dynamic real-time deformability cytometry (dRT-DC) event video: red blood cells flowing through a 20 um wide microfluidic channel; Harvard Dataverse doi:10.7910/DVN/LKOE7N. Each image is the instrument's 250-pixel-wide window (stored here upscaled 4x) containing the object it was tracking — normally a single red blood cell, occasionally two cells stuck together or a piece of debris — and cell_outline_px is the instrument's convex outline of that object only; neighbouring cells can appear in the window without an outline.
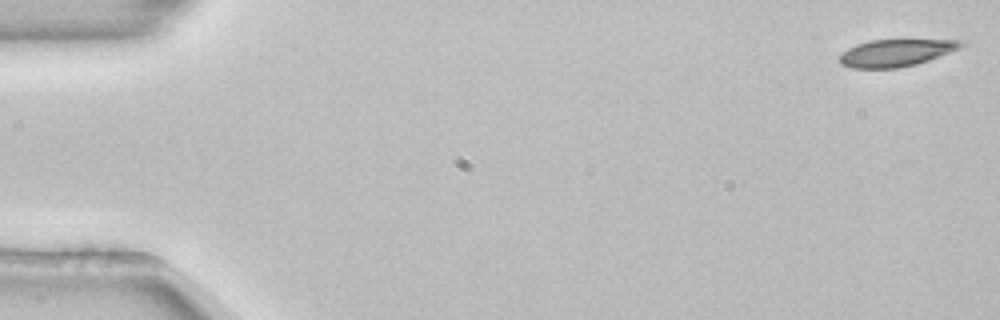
{"species": "common noctule bat (a hibernating species)", "species_latin": "Nyctalus noctula", "temperature_condition": "room temperature", "stored_images_in_passage": 6, "camera_frame_rate_fps": 3000, "um_per_image_px": 0.085, "animal": {"sex": "female", "body_mass_g": 22.7, "forearm_length_mm": 54.2}, "frame": {"image": 1, "passage_image": 1, "time_ms": 0.0, "image_size_px": [1000, 320], "cell_outline_px": [[968, 40], [960, 48], [928, 60], [916, 64], [896, 68], [852, 68], [840, 64], [840, 52], [856, 44], [868, 40]], "centroid_in_image_um": [76.13, 4.48], "position_along_channel_um": 8.9, "area_um2": 19.19}}
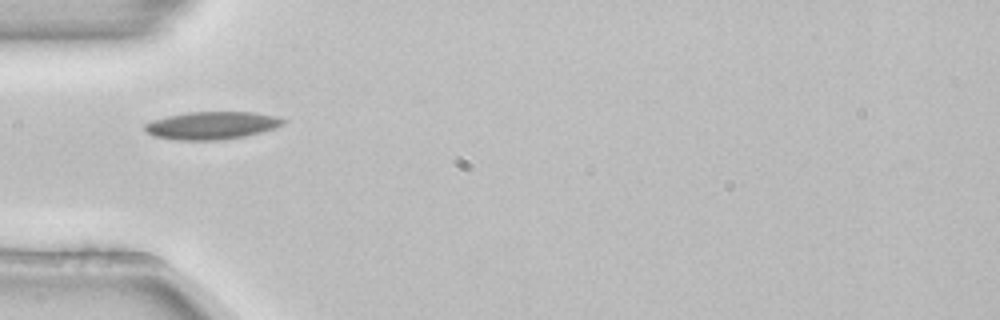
{"frame": {"image": 2, "passage_image": 4, "time_ms": 1.0, "image_size_px": [1000, 320], "cell_outline_px": [[288, 120], [284, 124], [260, 132], [244, 136], [220, 140], [180, 140], [152, 136], [144, 132], [144, 124], [152, 120], [168, 116], [188, 112], [252, 112], [276, 116]], "centroid_in_image_um": [17.96, 10.66], "position_along_channel_um": 67.0, "area_um2": 22.31}}